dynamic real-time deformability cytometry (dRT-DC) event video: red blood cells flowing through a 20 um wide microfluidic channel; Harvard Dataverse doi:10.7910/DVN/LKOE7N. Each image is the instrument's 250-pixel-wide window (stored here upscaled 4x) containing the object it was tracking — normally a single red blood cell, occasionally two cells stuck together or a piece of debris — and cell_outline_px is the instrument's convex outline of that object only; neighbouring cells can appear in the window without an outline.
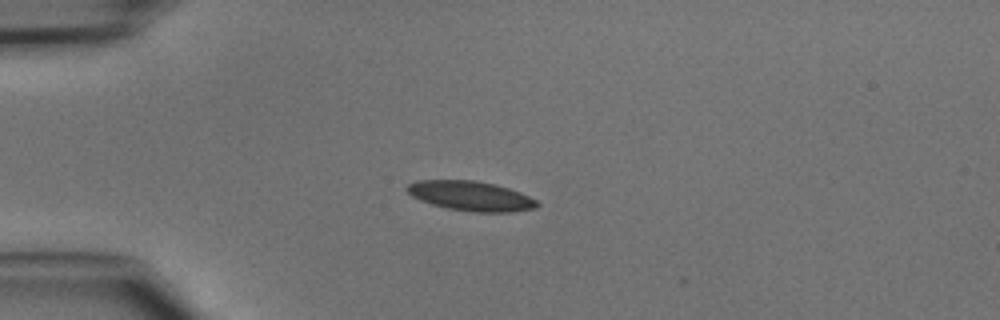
{"species": "common noctule bat (a hibernating species)", "species_latin": "Nyctalus noctula", "temperature_condition": "cold", "stored_images_in_passage": 7, "camera_frame_rate_fps": 3000, "um_per_image_px": 0.085, "animal": {"sex": "male", "body_mass_g": 15.6}, "frame": {"image": 1, "passage_image": 2, "time_ms": 0.333, "image_size_px": [1000, 320], "cell_outline_px": [[540, 204], [536, 208], [512, 212], [472, 212], [448, 208], [432, 204], [420, 200], [412, 196], [404, 188], [408, 184], [416, 180], [472, 180], [496, 184], [520, 192], [536, 200]], "centroid_in_image_um": [40.01, 16.65], "position_along_channel_um": 45.0, "area_um2": 22.54}}